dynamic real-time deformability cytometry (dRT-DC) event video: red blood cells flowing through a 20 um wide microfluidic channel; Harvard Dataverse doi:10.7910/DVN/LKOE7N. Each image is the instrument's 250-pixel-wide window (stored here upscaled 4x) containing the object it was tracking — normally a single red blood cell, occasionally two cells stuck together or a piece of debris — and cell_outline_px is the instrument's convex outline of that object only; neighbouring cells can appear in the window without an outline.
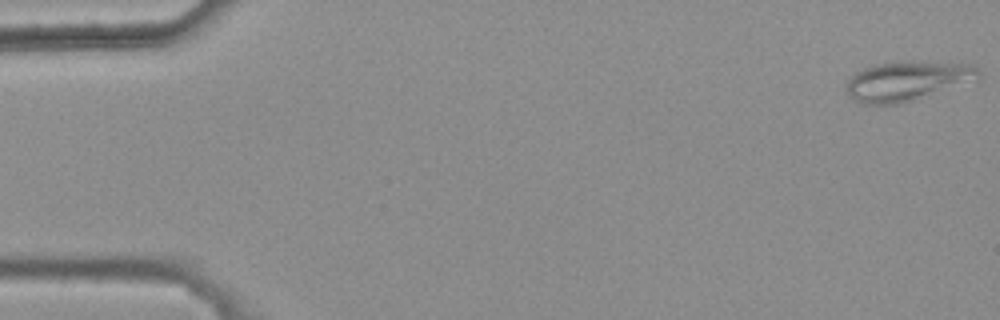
{"species": "common noctule bat (a hibernating species)", "species_latin": "Nyctalus noctula", "temperature_condition": "warm", "stored_images_in_passage": 14, "camera_frame_rate_fps": 3000, "um_per_image_px": 0.085, "animal": {"sex": "female", "body_mass_g": 25.1}, "frame": {"image": 1, "passage_image": 1, "time_ms": 0.0, "image_size_px": [1000, 320], "cell_outline_px": [[980, 80], [900, 104], [864, 104], [852, 100], [844, 92], [844, 88], [848, 80], [856, 72], [864, 68], [876, 64], [896, 60], [912, 60], [968, 64], [976, 68], [980, 72]], "centroid_in_image_um": [77.1, 6.87], "position_along_channel_um": 7.9, "area_um2": 31.21}}